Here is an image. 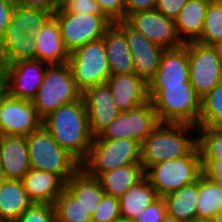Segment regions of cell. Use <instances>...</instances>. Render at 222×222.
I'll list each match as a JSON object with an SVG mask.
<instances>
[{
  "label": "cell",
  "instance_id": "obj_16",
  "mask_svg": "<svg viewBox=\"0 0 222 222\" xmlns=\"http://www.w3.org/2000/svg\"><path fill=\"white\" fill-rule=\"evenodd\" d=\"M82 97L85 101L90 132L97 137L119 114L107 83L87 88Z\"/></svg>",
  "mask_w": 222,
  "mask_h": 222
},
{
  "label": "cell",
  "instance_id": "obj_38",
  "mask_svg": "<svg viewBox=\"0 0 222 222\" xmlns=\"http://www.w3.org/2000/svg\"><path fill=\"white\" fill-rule=\"evenodd\" d=\"M56 11L81 14L88 13L108 17L102 10L100 4L95 0H60V7Z\"/></svg>",
  "mask_w": 222,
  "mask_h": 222
},
{
  "label": "cell",
  "instance_id": "obj_32",
  "mask_svg": "<svg viewBox=\"0 0 222 222\" xmlns=\"http://www.w3.org/2000/svg\"><path fill=\"white\" fill-rule=\"evenodd\" d=\"M222 126V80L201 99L197 127Z\"/></svg>",
  "mask_w": 222,
  "mask_h": 222
},
{
  "label": "cell",
  "instance_id": "obj_4",
  "mask_svg": "<svg viewBox=\"0 0 222 222\" xmlns=\"http://www.w3.org/2000/svg\"><path fill=\"white\" fill-rule=\"evenodd\" d=\"M30 169L49 171L65 183L81 168V163L40 127L26 137Z\"/></svg>",
  "mask_w": 222,
  "mask_h": 222
},
{
  "label": "cell",
  "instance_id": "obj_11",
  "mask_svg": "<svg viewBox=\"0 0 222 222\" xmlns=\"http://www.w3.org/2000/svg\"><path fill=\"white\" fill-rule=\"evenodd\" d=\"M42 126L32 101L0 94V136L27 137Z\"/></svg>",
  "mask_w": 222,
  "mask_h": 222
},
{
  "label": "cell",
  "instance_id": "obj_7",
  "mask_svg": "<svg viewBox=\"0 0 222 222\" xmlns=\"http://www.w3.org/2000/svg\"><path fill=\"white\" fill-rule=\"evenodd\" d=\"M82 92L76 87L68 64L48 65L42 84L32 100L38 116L44 119L60 106L78 100Z\"/></svg>",
  "mask_w": 222,
  "mask_h": 222
},
{
  "label": "cell",
  "instance_id": "obj_17",
  "mask_svg": "<svg viewBox=\"0 0 222 222\" xmlns=\"http://www.w3.org/2000/svg\"><path fill=\"white\" fill-rule=\"evenodd\" d=\"M106 83L120 112L137 108L150 101L148 83L136 73L111 75Z\"/></svg>",
  "mask_w": 222,
  "mask_h": 222
},
{
  "label": "cell",
  "instance_id": "obj_15",
  "mask_svg": "<svg viewBox=\"0 0 222 222\" xmlns=\"http://www.w3.org/2000/svg\"><path fill=\"white\" fill-rule=\"evenodd\" d=\"M114 24L124 33L132 54L136 74L148 83L159 68L165 49L148 40L125 19L115 21Z\"/></svg>",
  "mask_w": 222,
  "mask_h": 222
},
{
  "label": "cell",
  "instance_id": "obj_34",
  "mask_svg": "<svg viewBox=\"0 0 222 222\" xmlns=\"http://www.w3.org/2000/svg\"><path fill=\"white\" fill-rule=\"evenodd\" d=\"M222 40V2L210 0L206 9L204 27L200 37L195 41L211 46Z\"/></svg>",
  "mask_w": 222,
  "mask_h": 222
},
{
  "label": "cell",
  "instance_id": "obj_12",
  "mask_svg": "<svg viewBox=\"0 0 222 222\" xmlns=\"http://www.w3.org/2000/svg\"><path fill=\"white\" fill-rule=\"evenodd\" d=\"M188 50L189 81L197 94L203 98L221 80L222 67L211 46L198 42L184 43Z\"/></svg>",
  "mask_w": 222,
  "mask_h": 222
},
{
  "label": "cell",
  "instance_id": "obj_45",
  "mask_svg": "<svg viewBox=\"0 0 222 222\" xmlns=\"http://www.w3.org/2000/svg\"><path fill=\"white\" fill-rule=\"evenodd\" d=\"M157 0H125V19L137 11L153 10Z\"/></svg>",
  "mask_w": 222,
  "mask_h": 222
},
{
  "label": "cell",
  "instance_id": "obj_36",
  "mask_svg": "<svg viewBox=\"0 0 222 222\" xmlns=\"http://www.w3.org/2000/svg\"><path fill=\"white\" fill-rule=\"evenodd\" d=\"M15 222H57L54 204L33 203Z\"/></svg>",
  "mask_w": 222,
  "mask_h": 222
},
{
  "label": "cell",
  "instance_id": "obj_39",
  "mask_svg": "<svg viewBox=\"0 0 222 222\" xmlns=\"http://www.w3.org/2000/svg\"><path fill=\"white\" fill-rule=\"evenodd\" d=\"M166 204L163 198L158 197L148 205L132 222H161L166 215Z\"/></svg>",
  "mask_w": 222,
  "mask_h": 222
},
{
  "label": "cell",
  "instance_id": "obj_52",
  "mask_svg": "<svg viewBox=\"0 0 222 222\" xmlns=\"http://www.w3.org/2000/svg\"><path fill=\"white\" fill-rule=\"evenodd\" d=\"M116 222H131V221L124 220V219H120V220H118V221H116Z\"/></svg>",
  "mask_w": 222,
  "mask_h": 222
},
{
  "label": "cell",
  "instance_id": "obj_30",
  "mask_svg": "<svg viewBox=\"0 0 222 222\" xmlns=\"http://www.w3.org/2000/svg\"><path fill=\"white\" fill-rule=\"evenodd\" d=\"M219 212H222V185L202 174L199 177L196 217L211 219Z\"/></svg>",
  "mask_w": 222,
  "mask_h": 222
},
{
  "label": "cell",
  "instance_id": "obj_40",
  "mask_svg": "<svg viewBox=\"0 0 222 222\" xmlns=\"http://www.w3.org/2000/svg\"><path fill=\"white\" fill-rule=\"evenodd\" d=\"M104 13L113 21L125 19V0H95Z\"/></svg>",
  "mask_w": 222,
  "mask_h": 222
},
{
  "label": "cell",
  "instance_id": "obj_22",
  "mask_svg": "<svg viewBox=\"0 0 222 222\" xmlns=\"http://www.w3.org/2000/svg\"><path fill=\"white\" fill-rule=\"evenodd\" d=\"M111 75L135 74L134 61L124 33L113 23L102 37Z\"/></svg>",
  "mask_w": 222,
  "mask_h": 222
},
{
  "label": "cell",
  "instance_id": "obj_44",
  "mask_svg": "<svg viewBox=\"0 0 222 222\" xmlns=\"http://www.w3.org/2000/svg\"><path fill=\"white\" fill-rule=\"evenodd\" d=\"M16 5L29 8H37L47 12L55 13L60 7V0H14Z\"/></svg>",
  "mask_w": 222,
  "mask_h": 222
},
{
  "label": "cell",
  "instance_id": "obj_20",
  "mask_svg": "<svg viewBox=\"0 0 222 222\" xmlns=\"http://www.w3.org/2000/svg\"><path fill=\"white\" fill-rule=\"evenodd\" d=\"M0 160L6 179L21 180L30 170L26 137L0 136Z\"/></svg>",
  "mask_w": 222,
  "mask_h": 222
},
{
  "label": "cell",
  "instance_id": "obj_18",
  "mask_svg": "<svg viewBox=\"0 0 222 222\" xmlns=\"http://www.w3.org/2000/svg\"><path fill=\"white\" fill-rule=\"evenodd\" d=\"M189 82L188 50L183 44L163 51L159 68L148 81V86H174Z\"/></svg>",
  "mask_w": 222,
  "mask_h": 222
},
{
  "label": "cell",
  "instance_id": "obj_37",
  "mask_svg": "<svg viewBox=\"0 0 222 222\" xmlns=\"http://www.w3.org/2000/svg\"><path fill=\"white\" fill-rule=\"evenodd\" d=\"M120 219L119 199L104 194L101 203L92 215V222H116Z\"/></svg>",
  "mask_w": 222,
  "mask_h": 222
},
{
  "label": "cell",
  "instance_id": "obj_21",
  "mask_svg": "<svg viewBox=\"0 0 222 222\" xmlns=\"http://www.w3.org/2000/svg\"><path fill=\"white\" fill-rule=\"evenodd\" d=\"M21 182L33 203L54 204L65 189V182L58 175L38 169H30Z\"/></svg>",
  "mask_w": 222,
  "mask_h": 222
},
{
  "label": "cell",
  "instance_id": "obj_33",
  "mask_svg": "<svg viewBox=\"0 0 222 222\" xmlns=\"http://www.w3.org/2000/svg\"><path fill=\"white\" fill-rule=\"evenodd\" d=\"M57 222H92V215L66 189L54 203Z\"/></svg>",
  "mask_w": 222,
  "mask_h": 222
},
{
  "label": "cell",
  "instance_id": "obj_51",
  "mask_svg": "<svg viewBox=\"0 0 222 222\" xmlns=\"http://www.w3.org/2000/svg\"><path fill=\"white\" fill-rule=\"evenodd\" d=\"M4 91V76L0 73V94Z\"/></svg>",
  "mask_w": 222,
  "mask_h": 222
},
{
  "label": "cell",
  "instance_id": "obj_9",
  "mask_svg": "<svg viewBox=\"0 0 222 222\" xmlns=\"http://www.w3.org/2000/svg\"><path fill=\"white\" fill-rule=\"evenodd\" d=\"M53 16L59 23L62 40L69 53L89 42L101 39L114 23L109 17L88 13L55 11Z\"/></svg>",
  "mask_w": 222,
  "mask_h": 222
},
{
  "label": "cell",
  "instance_id": "obj_28",
  "mask_svg": "<svg viewBox=\"0 0 222 222\" xmlns=\"http://www.w3.org/2000/svg\"><path fill=\"white\" fill-rule=\"evenodd\" d=\"M145 175L142 164H129L101 173L99 180L105 194L120 198Z\"/></svg>",
  "mask_w": 222,
  "mask_h": 222
},
{
  "label": "cell",
  "instance_id": "obj_23",
  "mask_svg": "<svg viewBox=\"0 0 222 222\" xmlns=\"http://www.w3.org/2000/svg\"><path fill=\"white\" fill-rule=\"evenodd\" d=\"M35 59V40L20 26H7L0 40V66Z\"/></svg>",
  "mask_w": 222,
  "mask_h": 222
},
{
  "label": "cell",
  "instance_id": "obj_19",
  "mask_svg": "<svg viewBox=\"0 0 222 222\" xmlns=\"http://www.w3.org/2000/svg\"><path fill=\"white\" fill-rule=\"evenodd\" d=\"M35 59L49 65L68 62L70 53L61 37L56 18L52 16L34 37Z\"/></svg>",
  "mask_w": 222,
  "mask_h": 222
},
{
  "label": "cell",
  "instance_id": "obj_49",
  "mask_svg": "<svg viewBox=\"0 0 222 222\" xmlns=\"http://www.w3.org/2000/svg\"><path fill=\"white\" fill-rule=\"evenodd\" d=\"M6 180L3 168H2V163L0 160V185Z\"/></svg>",
  "mask_w": 222,
  "mask_h": 222
},
{
  "label": "cell",
  "instance_id": "obj_50",
  "mask_svg": "<svg viewBox=\"0 0 222 222\" xmlns=\"http://www.w3.org/2000/svg\"><path fill=\"white\" fill-rule=\"evenodd\" d=\"M211 222H222V212L210 219Z\"/></svg>",
  "mask_w": 222,
  "mask_h": 222
},
{
  "label": "cell",
  "instance_id": "obj_41",
  "mask_svg": "<svg viewBox=\"0 0 222 222\" xmlns=\"http://www.w3.org/2000/svg\"><path fill=\"white\" fill-rule=\"evenodd\" d=\"M188 0H157L155 8L167 18L175 20Z\"/></svg>",
  "mask_w": 222,
  "mask_h": 222
},
{
  "label": "cell",
  "instance_id": "obj_47",
  "mask_svg": "<svg viewBox=\"0 0 222 222\" xmlns=\"http://www.w3.org/2000/svg\"><path fill=\"white\" fill-rule=\"evenodd\" d=\"M161 222H182L176 218H174L173 216H170L169 214L166 213V215L164 216L163 220Z\"/></svg>",
  "mask_w": 222,
  "mask_h": 222
},
{
  "label": "cell",
  "instance_id": "obj_13",
  "mask_svg": "<svg viewBox=\"0 0 222 222\" xmlns=\"http://www.w3.org/2000/svg\"><path fill=\"white\" fill-rule=\"evenodd\" d=\"M48 65L36 59L5 65L2 68L4 91L11 97L32 101L43 82Z\"/></svg>",
  "mask_w": 222,
  "mask_h": 222
},
{
  "label": "cell",
  "instance_id": "obj_31",
  "mask_svg": "<svg viewBox=\"0 0 222 222\" xmlns=\"http://www.w3.org/2000/svg\"><path fill=\"white\" fill-rule=\"evenodd\" d=\"M53 13L37 8L16 5L8 26H20L31 37H35Z\"/></svg>",
  "mask_w": 222,
  "mask_h": 222
},
{
  "label": "cell",
  "instance_id": "obj_46",
  "mask_svg": "<svg viewBox=\"0 0 222 222\" xmlns=\"http://www.w3.org/2000/svg\"><path fill=\"white\" fill-rule=\"evenodd\" d=\"M211 47L215 50L216 56L222 67V40L212 44Z\"/></svg>",
  "mask_w": 222,
  "mask_h": 222
},
{
  "label": "cell",
  "instance_id": "obj_10",
  "mask_svg": "<svg viewBox=\"0 0 222 222\" xmlns=\"http://www.w3.org/2000/svg\"><path fill=\"white\" fill-rule=\"evenodd\" d=\"M159 123L152 102L149 101L137 108L119 112L115 120L93 140L127 138L141 144Z\"/></svg>",
  "mask_w": 222,
  "mask_h": 222
},
{
  "label": "cell",
  "instance_id": "obj_3",
  "mask_svg": "<svg viewBox=\"0 0 222 222\" xmlns=\"http://www.w3.org/2000/svg\"><path fill=\"white\" fill-rule=\"evenodd\" d=\"M148 95L160 123L197 126L202 98L190 81L174 86H148Z\"/></svg>",
  "mask_w": 222,
  "mask_h": 222
},
{
  "label": "cell",
  "instance_id": "obj_25",
  "mask_svg": "<svg viewBox=\"0 0 222 222\" xmlns=\"http://www.w3.org/2000/svg\"><path fill=\"white\" fill-rule=\"evenodd\" d=\"M32 204L21 180L6 179L0 185V222H15Z\"/></svg>",
  "mask_w": 222,
  "mask_h": 222
},
{
  "label": "cell",
  "instance_id": "obj_27",
  "mask_svg": "<svg viewBox=\"0 0 222 222\" xmlns=\"http://www.w3.org/2000/svg\"><path fill=\"white\" fill-rule=\"evenodd\" d=\"M157 198L156 190L144 176L119 198L121 219L132 222Z\"/></svg>",
  "mask_w": 222,
  "mask_h": 222
},
{
  "label": "cell",
  "instance_id": "obj_2",
  "mask_svg": "<svg viewBox=\"0 0 222 222\" xmlns=\"http://www.w3.org/2000/svg\"><path fill=\"white\" fill-rule=\"evenodd\" d=\"M197 126L183 123H159L141 143L144 171L154 164L189 155L197 147Z\"/></svg>",
  "mask_w": 222,
  "mask_h": 222
},
{
  "label": "cell",
  "instance_id": "obj_1",
  "mask_svg": "<svg viewBox=\"0 0 222 222\" xmlns=\"http://www.w3.org/2000/svg\"><path fill=\"white\" fill-rule=\"evenodd\" d=\"M42 127L80 163L87 158L94 137L82 96L47 115L42 119Z\"/></svg>",
  "mask_w": 222,
  "mask_h": 222
},
{
  "label": "cell",
  "instance_id": "obj_42",
  "mask_svg": "<svg viewBox=\"0 0 222 222\" xmlns=\"http://www.w3.org/2000/svg\"><path fill=\"white\" fill-rule=\"evenodd\" d=\"M203 175L222 185V159L201 160Z\"/></svg>",
  "mask_w": 222,
  "mask_h": 222
},
{
  "label": "cell",
  "instance_id": "obj_26",
  "mask_svg": "<svg viewBox=\"0 0 222 222\" xmlns=\"http://www.w3.org/2000/svg\"><path fill=\"white\" fill-rule=\"evenodd\" d=\"M65 189L93 215L105 194L99 180L80 168L66 183Z\"/></svg>",
  "mask_w": 222,
  "mask_h": 222
},
{
  "label": "cell",
  "instance_id": "obj_14",
  "mask_svg": "<svg viewBox=\"0 0 222 222\" xmlns=\"http://www.w3.org/2000/svg\"><path fill=\"white\" fill-rule=\"evenodd\" d=\"M134 29L163 49H176L183 45L179 39L174 20L156 9L137 11L125 19Z\"/></svg>",
  "mask_w": 222,
  "mask_h": 222
},
{
  "label": "cell",
  "instance_id": "obj_6",
  "mask_svg": "<svg viewBox=\"0 0 222 222\" xmlns=\"http://www.w3.org/2000/svg\"><path fill=\"white\" fill-rule=\"evenodd\" d=\"M129 164H141V144L133 139L93 140L81 168L92 177Z\"/></svg>",
  "mask_w": 222,
  "mask_h": 222
},
{
  "label": "cell",
  "instance_id": "obj_8",
  "mask_svg": "<svg viewBox=\"0 0 222 222\" xmlns=\"http://www.w3.org/2000/svg\"><path fill=\"white\" fill-rule=\"evenodd\" d=\"M68 64L75 85L82 93L89 87L106 83L111 76L102 38L72 51Z\"/></svg>",
  "mask_w": 222,
  "mask_h": 222
},
{
  "label": "cell",
  "instance_id": "obj_29",
  "mask_svg": "<svg viewBox=\"0 0 222 222\" xmlns=\"http://www.w3.org/2000/svg\"><path fill=\"white\" fill-rule=\"evenodd\" d=\"M199 196V179L190 185L167 194L163 197L166 212L170 216L184 222L196 217Z\"/></svg>",
  "mask_w": 222,
  "mask_h": 222
},
{
  "label": "cell",
  "instance_id": "obj_24",
  "mask_svg": "<svg viewBox=\"0 0 222 222\" xmlns=\"http://www.w3.org/2000/svg\"><path fill=\"white\" fill-rule=\"evenodd\" d=\"M210 0H188L174 20L175 29L182 43L195 42L201 35L206 9Z\"/></svg>",
  "mask_w": 222,
  "mask_h": 222
},
{
  "label": "cell",
  "instance_id": "obj_35",
  "mask_svg": "<svg viewBox=\"0 0 222 222\" xmlns=\"http://www.w3.org/2000/svg\"><path fill=\"white\" fill-rule=\"evenodd\" d=\"M196 134L201 160L222 159V127H197Z\"/></svg>",
  "mask_w": 222,
  "mask_h": 222
},
{
  "label": "cell",
  "instance_id": "obj_43",
  "mask_svg": "<svg viewBox=\"0 0 222 222\" xmlns=\"http://www.w3.org/2000/svg\"><path fill=\"white\" fill-rule=\"evenodd\" d=\"M15 6L14 0H0V40L6 33Z\"/></svg>",
  "mask_w": 222,
  "mask_h": 222
},
{
  "label": "cell",
  "instance_id": "obj_5",
  "mask_svg": "<svg viewBox=\"0 0 222 222\" xmlns=\"http://www.w3.org/2000/svg\"><path fill=\"white\" fill-rule=\"evenodd\" d=\"M203 174L198 147L182 158L154 164L145 170V177L154 187L158 197L173 193L197 181Z\"/></svg>",
  "mask_w": 222,
  "mask_h": 222
},
{
  "label": "cell",
  "instance_id": "obj_48",
  "mask_svg": "<svg viewBox=\"0 0 222 222\" xmlns=\"http://www.w3.org/2000/svg\"><path fill=\"white\" fill-rule=\"evenodd\" d=\"M184 222H211L210 219H206V218H192L189 221H184Z\"/></svg>",
  "mask_w": 222,
  "mask_h": 222
}]
</instances>
